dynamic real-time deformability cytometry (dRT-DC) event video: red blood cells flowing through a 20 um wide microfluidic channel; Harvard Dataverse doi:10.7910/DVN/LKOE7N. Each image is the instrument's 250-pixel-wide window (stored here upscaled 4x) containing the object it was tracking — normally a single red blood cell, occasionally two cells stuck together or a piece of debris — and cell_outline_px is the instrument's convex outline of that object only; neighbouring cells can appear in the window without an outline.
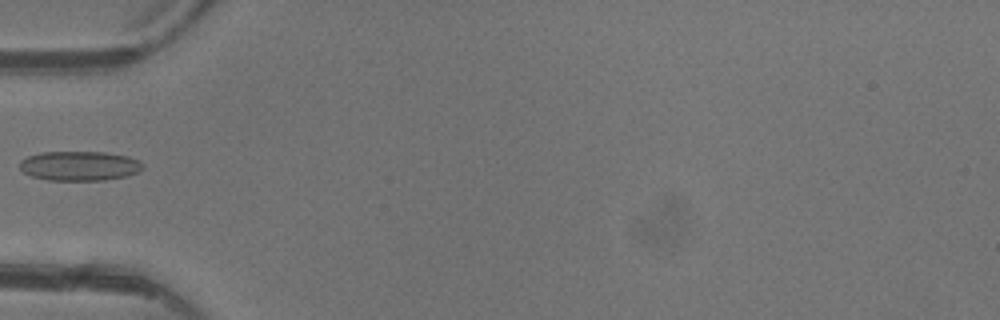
{"species": "common noctule bat (a hibernating species)", "species_latin": "Nyctalus noctula", "temperature_condition": "warm", "stored_images_in_passage": 5, "camera_frame_rate_fps": 3000, "um_per_image_px": 0.085, "animal": {"sex": "female"}, "frame": {"image": 1, "passage_image": 5, "time_ms": 4.667, "image_size_px": [1000, 320], "cell_outline_px": [[144, 168], [136, 172], [124, 176], [104, 180], [48, 180], [32, 176], [24, 172], [20, 168], [20, 160], [28, 156], [40, 152], [104, 152], [128, 156], [140, 160], [144, 164]], "centroid_in_image_um": [6.76, 14.09], "position_along_channel_um": 78.2, "area_um2": 21.15}}